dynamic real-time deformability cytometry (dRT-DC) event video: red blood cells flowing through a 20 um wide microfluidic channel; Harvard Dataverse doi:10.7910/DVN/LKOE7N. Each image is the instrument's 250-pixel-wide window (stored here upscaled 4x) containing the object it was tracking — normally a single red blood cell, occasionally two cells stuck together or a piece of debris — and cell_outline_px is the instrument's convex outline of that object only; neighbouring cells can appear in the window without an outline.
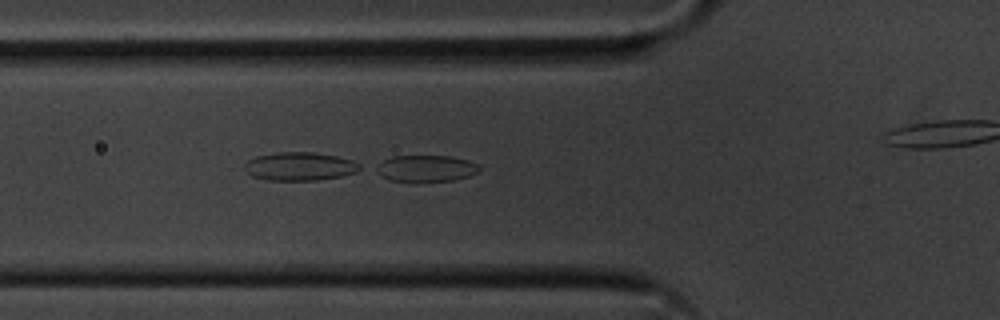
{"species": "common noctule bat (a hibernating species)", "species_latin": "Nyctalus noctula", "temperature_condition": "cold", "stored_images_in_passage": 38, "camera_frame_rate_fps": 3000, "um_per_image_px": 0.085, "animal": {"sex": "male", "body_mass_g": 20.1, "forearm_length_mm": 53.5}, "frame": {"image": 1, "passage_image": 12, "time_ms": 3.667, "image_size_px": [1000, 320], "cell_outline_px": [[480, 172], [468, 176], [452, 180], [424, 184], [416, 184], [388, 180], [372, 168], [376, 164], [392, 156], [452, 156], [468, 160], [480, 164]], "centroid_in_image_um": [36.19, 14.35], "position_along_channel_um": 89.6, "area_um2": 16.82}}
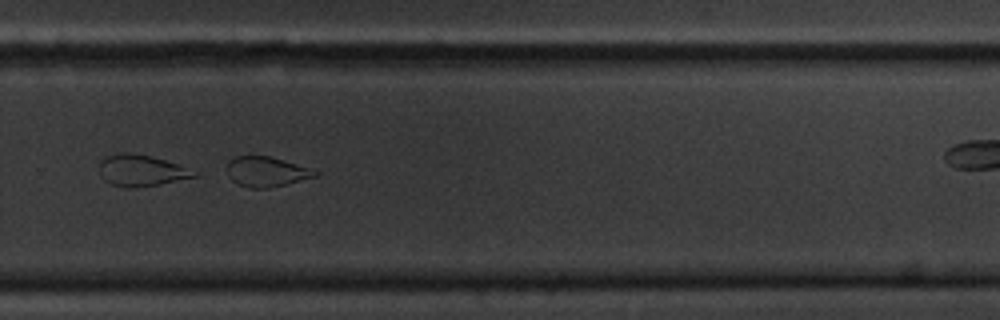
{"frame": {"image": 2, "passage_image": 30, "time_ms": 9.667, "image_size_px": [1000, 320], "cell_outline_px": [[320, 172], [316, 176], [268, 188], [248, 188], [236, 184], [228, 176], [228, 160], [236, 156], [272, 156]], "centroid_in_image_um": [22.6, 14.59], "position_along_channel_um": 307.2, "area_um2": 15.26}}
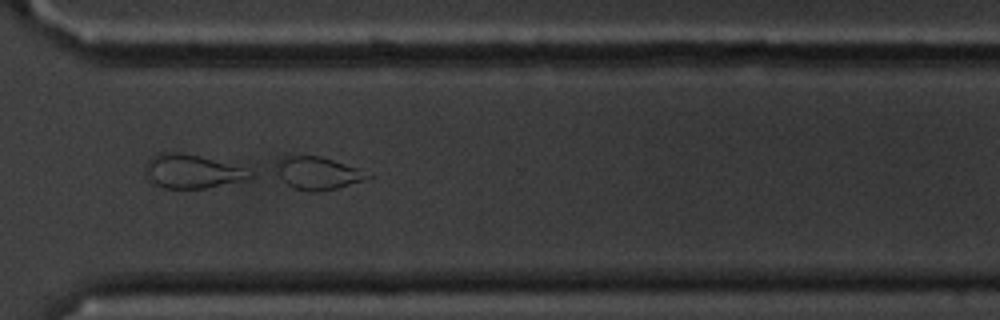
{"frame": {"image": 3, "passage_image": 33, "time_ms": 10.667, "image_size_px": [1000, 320], "cell_outline_px": [[372, 176], [364, 180], [336, 188], [320, 192], [308, 192], [296, 188], [288, 184], [280, 176], [276, 164], [284, 156], [320, 156], [372, 172]], "centroid_in_image_um": [27.09, 14.72], "position_along_channel_um": 343.5, "area_um2": 17.22}}